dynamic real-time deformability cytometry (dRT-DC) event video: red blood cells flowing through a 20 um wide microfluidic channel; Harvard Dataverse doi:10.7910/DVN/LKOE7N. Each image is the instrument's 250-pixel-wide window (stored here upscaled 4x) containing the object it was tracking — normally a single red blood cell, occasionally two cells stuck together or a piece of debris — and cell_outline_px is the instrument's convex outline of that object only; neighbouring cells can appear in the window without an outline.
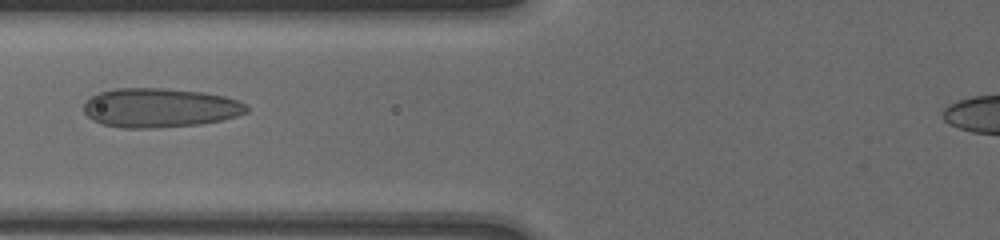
{"species": "human", "species_latin": "Homo sapiens", "temperature_condition": "cold", "stored_images_in_passage": 4, "camera_frame_rate_fps": 3000, "um_per_image_px": 0.085, "donor": {"sex": "male"}, "frame": {"image": 1, "passage_image": 3, "time_ms": 1.333, "image_size_px": [1000, 240], "cell_outline_px": [[248, 112], [236, 116], [220, 120], [200, 124], [152, 128], [124, 128], [104, 124], [92, 120], [84, 112], [84, 104], [92, 96], [100, 92], [116, 88], [164, 88], [200, 92], [224, 96], [236, 100], [244, 104], [248, 108]], "centroid_in_image_um": [13.57, 9.16], "position_along_channel_um": 112.2, "area_um2": 36.93}}